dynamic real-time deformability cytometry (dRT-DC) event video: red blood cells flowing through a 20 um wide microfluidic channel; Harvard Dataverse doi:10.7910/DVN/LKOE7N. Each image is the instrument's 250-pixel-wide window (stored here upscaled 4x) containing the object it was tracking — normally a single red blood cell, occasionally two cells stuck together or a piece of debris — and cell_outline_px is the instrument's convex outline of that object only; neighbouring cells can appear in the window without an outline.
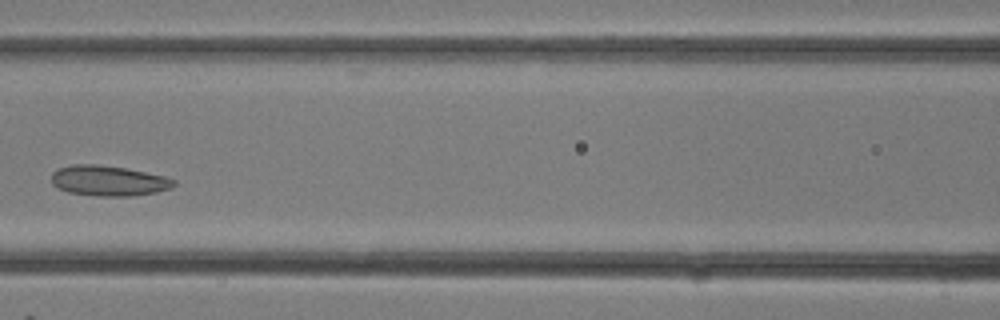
{"species": "common noctule bat (a hibernating species)", "species_latin": "Nyctalus noctula", "temperature_condition": "room temperature", "stored_images_in_passage": 12, "camera_frame_rate_fps": 3000, "um_per_image_px": 0.085, "animal": {"sex": "female"}, "frame": {"image": 1, "passage_image": 10, "time_ms": 3.0, "image_size_px": [1000, 320], "cell_outline_px": [[176, 184], [172, 188], [156, 192], [132, 196], [96, 196], [68, 192], [52, 184], [52, 172], [56, 168], [72, 164], [96, 164], [124, 168], [164, 176], [176, 180]], "centroid_in_image_um": [9.21, 15.36], "position_along_channel_um": 157.4, "area_um2": 21.68}}